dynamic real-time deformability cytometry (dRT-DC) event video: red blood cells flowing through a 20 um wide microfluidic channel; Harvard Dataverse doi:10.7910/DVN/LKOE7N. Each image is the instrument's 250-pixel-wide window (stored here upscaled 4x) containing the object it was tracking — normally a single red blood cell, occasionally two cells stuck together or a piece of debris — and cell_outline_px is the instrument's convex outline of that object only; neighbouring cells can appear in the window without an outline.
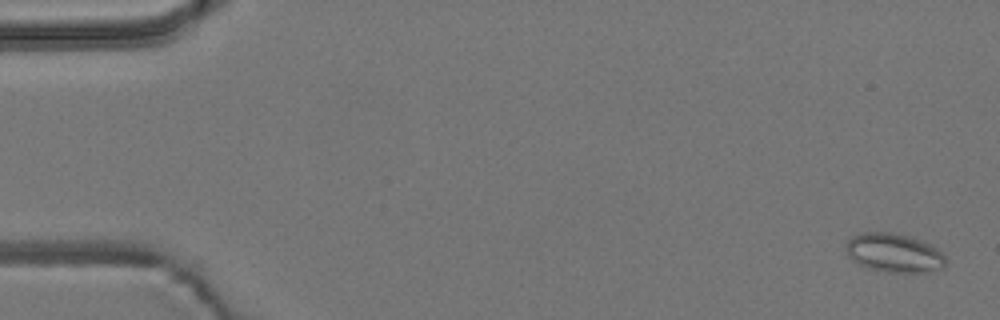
{"species": "common noctule bat (a hibernating species)", "species_latin": "Nyctalus noctula", "temperature_condition": "room temperature", "stored_images_in_passage": 56, "camera_frame_rate_fps": 3000, "um_per_image_px": 0.085, "animal": {"sex": "male", "body_mass_g": 19.2, "forearm_length_mm": 51.8}, "frame": {"image": 1, "passage_image": 2, "time_ms": 0.333, "image_size_px": [1000, 320], "cell_outline_px": [[944, 268], [924, 272], [888, 272], [868, 268], [860, 264], [848, 256], [844, 248], [848, 240], [852, 236], [860, 232], [888, 232], [904, 236], [932, 244], [944, 256]], "centroid_in_image_um": [75.95, 21.49], "position_along_channel_um": 9.1, "area_um2": 22.31}}
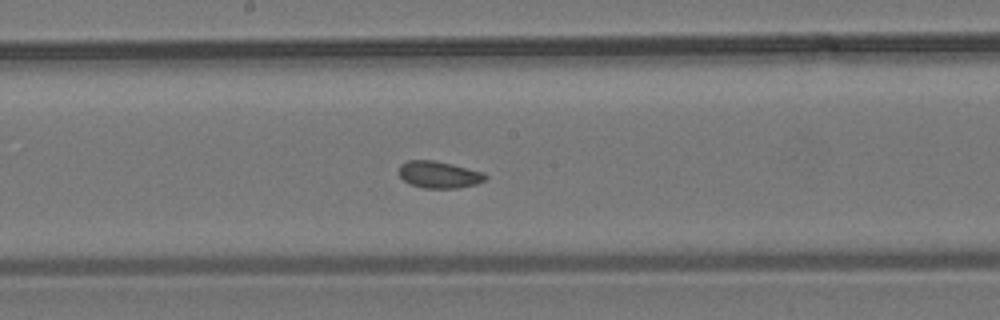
{"frame": {"image": 2, "passage_image": 30, "time_ms": 9.667, "image_size_px": [1000, 320], "cell_outline_px": [[488, 176], [484, 180], [476, 184], [456, 188], [424, 188], [412, 184], [404, 180], [400, 176], [400, 164], [408, 160], [432, 160], [452, 164], [484, 172]], "centroid_in_image_um": [37.33, 14.84], "position_along_channel_um": 210.9, "area_um2": 13.41}}
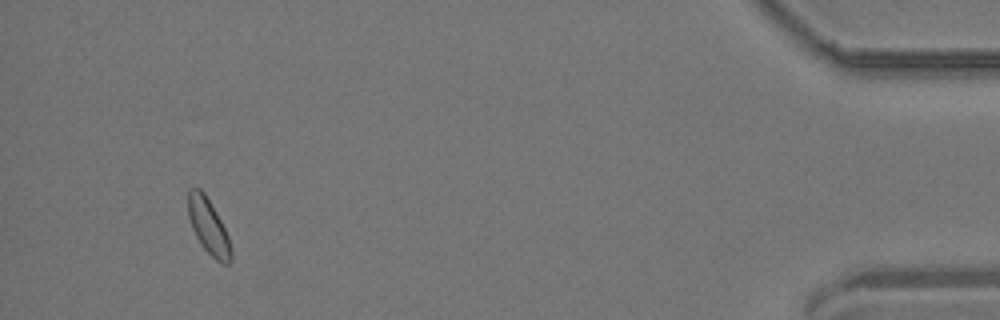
{"frame": {"image": 3, "passage_image": 53, "time_ms": 17.333, "image_size_px": [1000, 320], "cell_outline_px": [[232, 260], [228, 264], [220, 264], [200, 244], [192, 228], [188, 216], [188, 188], [200, 188], [204, 192], [216, 212], [228, 236], [232, 248]], "centroid_in_image_um": [17.72, 19.27], "position_along_channel_um": 417.5, "area_um2": 13.87}, "authors_computed_cell_mechanics": {"area_um2": 13.9876, "velocity_mm_per_s": 3.6864, "shape_relaxation_time_tau1_ms": null, "shape_relaxation_time_tau2_ms": 2.4492, "deformation_change_tau1": null, "deformation_change_tau2": 0.0571}}